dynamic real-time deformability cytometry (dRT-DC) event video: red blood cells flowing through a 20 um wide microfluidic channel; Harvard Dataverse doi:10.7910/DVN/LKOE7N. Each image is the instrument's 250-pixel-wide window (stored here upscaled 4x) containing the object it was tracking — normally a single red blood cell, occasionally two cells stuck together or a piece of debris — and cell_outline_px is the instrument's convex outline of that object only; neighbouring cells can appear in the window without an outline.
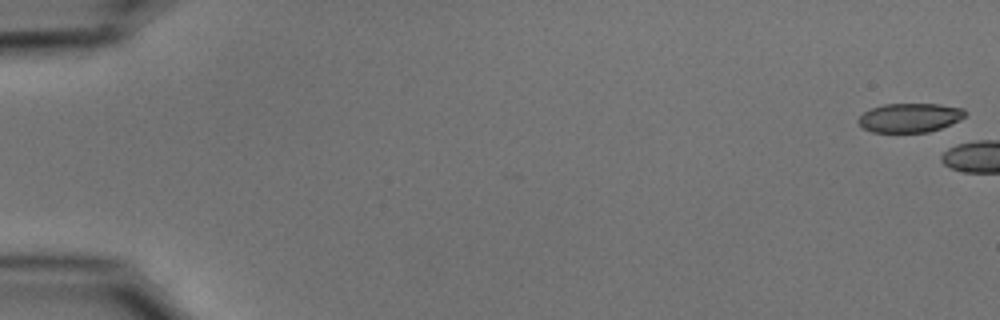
{"species": "common noctule bat (a hibernating species)", "species_latin": "Nyctalus noctula", "temperature_condition": "cold", "stored_images_in_passage": 4, "camera_frame_rate_fps": 3000, "um_per_image_px": 0.085, "animal": {"sex": "male", "body_mass_g": 15.6}, "frame": {"image": 1, "passage_image": 1, "time_ms": 0.0, "image_size_px": [1000, 320], "cell_outline_px": [[968, 112], [960, 120], [940, 128], [928, 132], [872, 132], [864, 128], [856, 120], [864, 112], [872, 108], [884, 104], [940, 104], [964, 108]], "centroid_in_image_um": [77.35, 10.0], "position_along_channel_um": 7.6, "area_um2": 18.09}}